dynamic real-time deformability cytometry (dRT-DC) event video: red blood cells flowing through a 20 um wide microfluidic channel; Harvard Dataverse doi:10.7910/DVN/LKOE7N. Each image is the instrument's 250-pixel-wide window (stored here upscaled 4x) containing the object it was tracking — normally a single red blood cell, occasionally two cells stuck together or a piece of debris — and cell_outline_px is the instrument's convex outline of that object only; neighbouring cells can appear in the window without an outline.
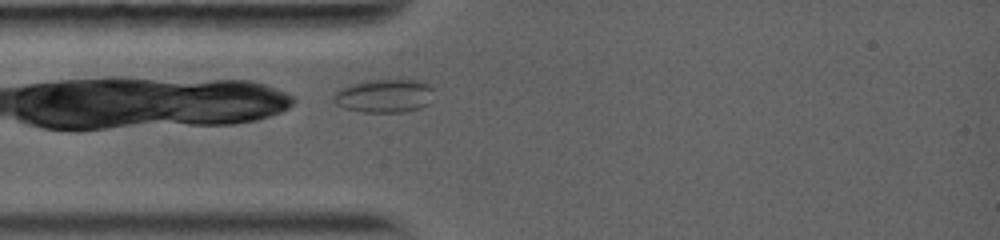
{"species": "common noctule bat (a hibernating species)", "species_latin": "Nyctalus noctula", "temperature_condition": "warm", "stored_images_in_passage": 63, "camera_frame_rate_fps": 5000, "um_per_image_px": 0.085, "animal": {"sex": "female", "body_mass_g": 19.0, "forearm_length_mm": 56.7}, "frame": {"image": 1, "passage_image": 2, "time_ms": 0.2, "image_size_px": [1000, 240], "cell_outline_px": [[432, 88], [428, 104], [420, 108], [404, 112], [364, 112], [344, 108], [336, 104], [332, 100], [332, 96], [340, 88], [364, 80], [424, 80]], "centroid_in_image_um": [32.63, 8.14], "position_along_channel_um": 52.4, "area_um2": 19.54}}
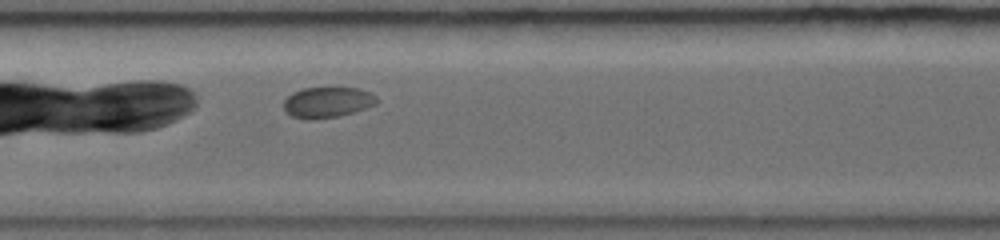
{"frame": {"image": 2, "passage_image": 26, "time_ms": 3.6, "image_size_px": [1000, 240], "cell_outline_px": [[376, 104], [340, 116], [308, 120], [292, 116], [284, 112], [284, 100], [292, 92], [304, 88], [356, 88], [372, 92], [376, 96]], "centroid_in_image_um": [27.79, 8.7], "position_along_channel_um": 179.6, "area_um2": 16.59}}
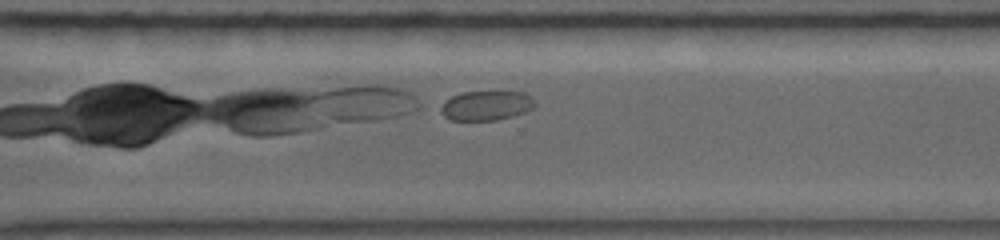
{"frame": {"image": 3, "passage_image": 62, "time_ms": 7.6, "image_size_px": [1000, 240], "cell_outline_px": [[536, 104], [532, 108], [524, 112], [512, 116], [496, 120], [452, 120], [444, 116], [436, 108], [444, 100], [460, 92], [524, 92], [532, 96], [536, 100]], "centroid_in_image_um": [41.29, 8.97], "position_along_channel_um": 329.3, "area_um2": 16.47}}